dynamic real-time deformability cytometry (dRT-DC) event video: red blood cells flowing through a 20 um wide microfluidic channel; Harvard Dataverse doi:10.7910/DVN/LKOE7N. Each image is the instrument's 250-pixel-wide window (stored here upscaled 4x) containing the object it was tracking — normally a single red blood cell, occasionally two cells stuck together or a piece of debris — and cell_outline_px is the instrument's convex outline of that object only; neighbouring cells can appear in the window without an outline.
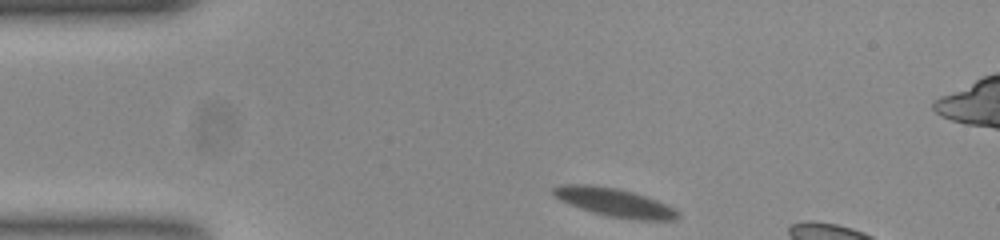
{"species": "common noctule bat (a hibernating species)", "species_latin": "Nyctalus noctula", "temperature_condition": "room temperature", "stored_images_in_passage": 7, "camera_frame_rate_fps": 3000, "um_per_image_px": 0.085, "animal": {"sex": "female", "body_mass_g": 23.0, "forearm_length_mm": 53.4}, "frame": {"image": 1, "passage_image": 1, "time_ms": 0.0, "image_size_px": [1000, 240], "cell_outline_px": [[680, 216], [676, 220], [640, 220], [608, 216], [592, 212], [580, 208], [560, 200], [552, 192], [552, 188], [564, 184], [588, 184], [616, 188], [632, 192], [656, 200], [680, 212]], "centroid_in_image_um": [52.23, 17.21], "position_along_channel_um": 32.8, "area_um2": 20.35}}